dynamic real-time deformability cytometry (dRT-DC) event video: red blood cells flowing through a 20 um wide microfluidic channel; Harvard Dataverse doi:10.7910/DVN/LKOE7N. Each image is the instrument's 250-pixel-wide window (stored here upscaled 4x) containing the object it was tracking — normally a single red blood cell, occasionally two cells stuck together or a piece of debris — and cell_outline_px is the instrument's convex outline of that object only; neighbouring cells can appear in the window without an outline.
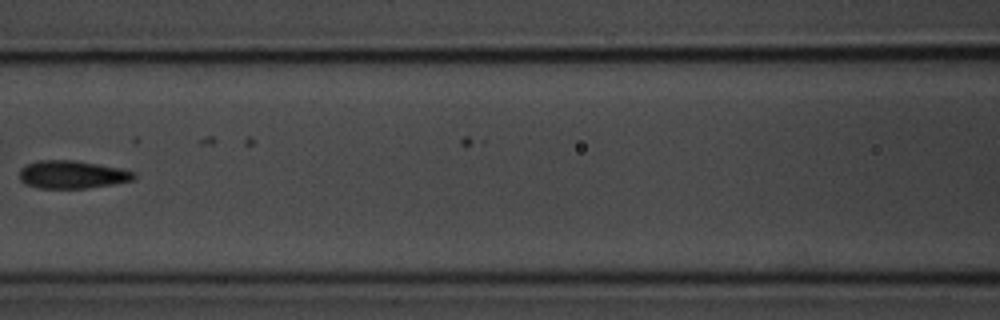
{"species": "common noctule bat (a hibernating species)", "species_latin": "Nyctalus noctula", "temperature_condition": "room temperature", "stored_images_in_passage": 12, "camera_frame_rate_fps": 3000, "um_per_image_px": 0.085, "animal": {"sex": "male", "body_mass_g": 20.1, "forearm_length_mm": 53.5}, "frame": {"image": 1, "passage_image": 3, "time_ms": 2.333, "image_size_px": [1000, 320], "cell_outline_px": [[136, 176], [132, 180], [112, 184], [84, 188], [40, 188], [24, 184], [20, 180], [20, 168], [28, 164], [40, 160], [76, 160], [120, 168], [136, 172]], "centroid_in_image_um": [6.12, 14.83], "position_along_channel_um": 160.5, "area_um2": 18.55}}
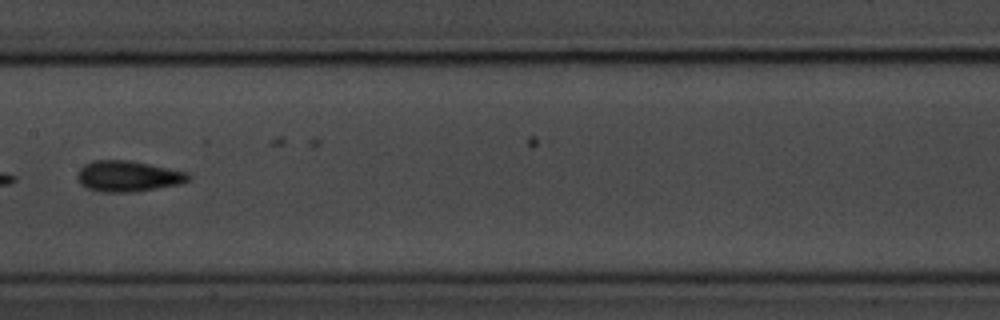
{"frame": {"image": 2, "passage_image": 4, "time_ms": 3.333, "image_size_px": [1000, 320], "cell_outline_px": [[192, 176], [188, 180], [180, 184], [136, 192], [104, 192], [88, 188], [80, 184], [76, 176], [80, 168], [84, 164], [92, 160], [132, 160], [188, 172]], "centroid_in_image_um": [10.89, 14.97], "position_along_channel_um": 196.5, "area_um2": 20.17}}
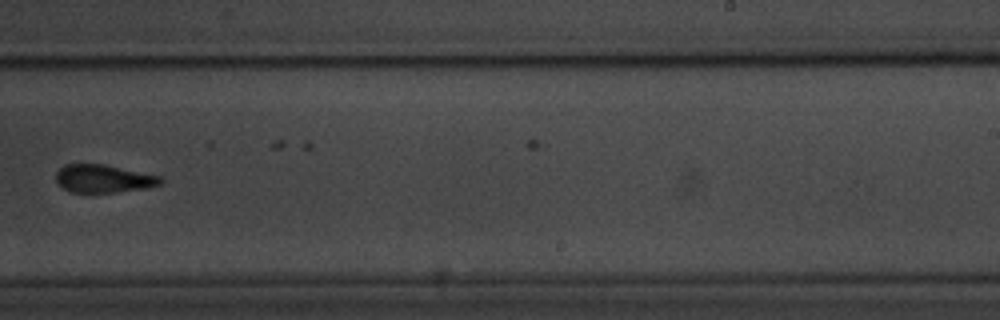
{"frame": {"image": 3, "passage_image": 6, "time_ms": 5.667, "image_size_px": [1000, 320], "cell_outline_px": [[164, 180], [160, 184], [144, 188], [92, 196], [72, 192], [56, 184], [56, 172], [64, 164], [104, 164], [164, 176]], "centroid_in_image_um": [8.78, 15.22], "position_along_channel_um": 280.2, "area_um2": 17.86}}